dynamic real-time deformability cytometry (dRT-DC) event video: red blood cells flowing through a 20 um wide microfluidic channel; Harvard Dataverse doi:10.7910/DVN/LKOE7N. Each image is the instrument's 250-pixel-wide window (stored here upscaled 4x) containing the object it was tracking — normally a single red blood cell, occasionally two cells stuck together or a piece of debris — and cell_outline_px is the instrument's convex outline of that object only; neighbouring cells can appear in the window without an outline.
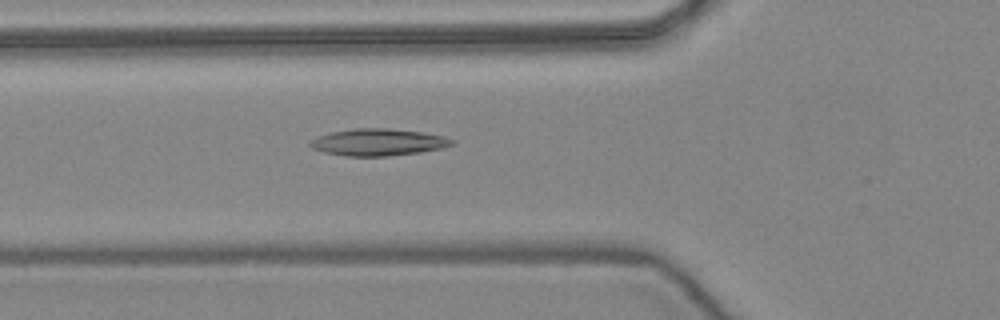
{"species": "common noctule bat (a hibernating species)", "species_latin": "Nyctalus noctula", "temperature_condition": "warm", "stored_images_in_passage": 52, "camera_frame_rate_fps": 3000, "um_per_image_px": 0.085, "animal": {"sex": "female", "body_mass_g": 24.6, "forearm_length_mm": 56.2}, "frame": {"image": 1, "passage_image": 19, "time_ms": 6.0, "image_size_px": [1000, 320], "cell_outline_px": [[456, 144], [440, 148], [420, 152], [392, 156], [344, 156], [324, 152], [312, 148], [308, 144], [308, 140], [316, 136], [332, 132], [356, 128], [388, 128], [424, 132], [444, 136], [452, 140]], "centroid_in_image_um": [32.11, 12.09], "position_along_channel_um": 93.7, "area_um2": 22.43}}
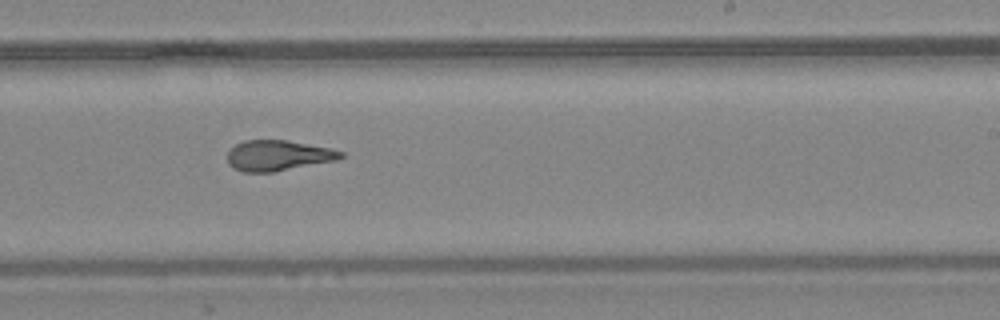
{"frame": {"image": 2, "passage_image": 32, "time_ms": 10.333, "image_size_px": [1000, 320], "cell_outline_px": [[344, 156], [336, 160], [272, 172], [244, 172], [232, 168], [228, 164], [228, 152], [236, 144], [244, 140], [288, 140], [332, 148], [344, 152]], "centroid_in_image_um": [23.64, 13.21], "position_along_channel_um": 265.4, "area_um2": 20.17}}
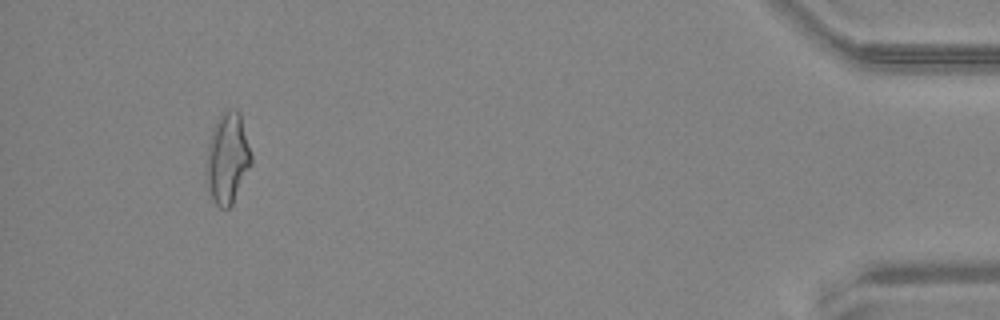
{"frame": {"image": 3, "passage_image": 49, "time_ms": 16.0, "image_size_px": [1000, 320], "cell_outline_px": [[252, 164], [232, 204], [228, 208], [220, 208], [216, 204], [208, 188], [208, 144], [212, 128], [216, 120], [224, 112], [236, 108], [240, 112], [252, 156]], "centroid_in_image_um": [19.37, 13.43], "position_along_channel_um": 415.8, "area_um2": 23.29}, "authors_computed_cell_mechanics": {"area_um2": 21.2126, "velocity_mm_per_s": 3.9465, "shape_relaxation_time_tau1_ms": null, "shape_relaxation_time_tau2_ms": 2.6618, "deformation_change_tau1": null, "deformation_change_tau2": 0.1252}}